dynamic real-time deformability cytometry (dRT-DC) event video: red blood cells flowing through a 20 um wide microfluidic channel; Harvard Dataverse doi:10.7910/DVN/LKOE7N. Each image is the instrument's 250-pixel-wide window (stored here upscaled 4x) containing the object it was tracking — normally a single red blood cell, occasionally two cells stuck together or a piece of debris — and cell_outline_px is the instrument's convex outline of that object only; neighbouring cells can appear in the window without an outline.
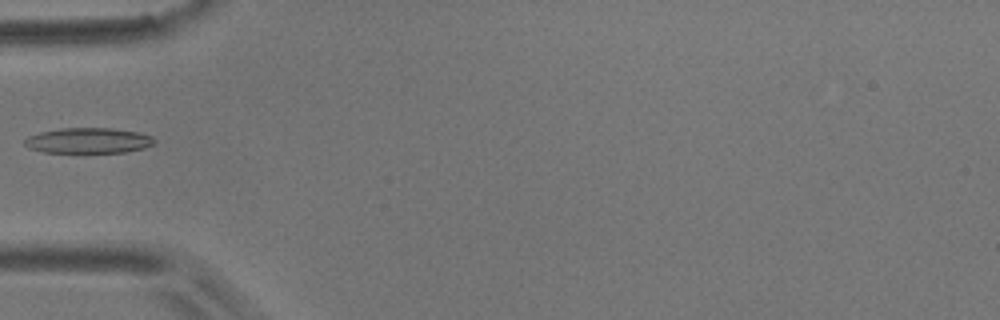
{"species": "common noctule bat (a hibernating species)", "species_latin": "Nyctalus noctula", "temperature_condition": "room temperature", "stored_images_in_passage": 5, "camera_frame_rate_fps": 3000, "um_per_image_px": 0.085, "animal": {"sex": "male", "body_mass_g": 17.9}, "frame": {"image": 1, "passage_image": 3, "time_ms": 3.333, "image_size_px": [1000, 320], "cell_outline_px": [[156, 140], [152, 144], [144, 148], [124, 152], [44, 152], [28, 148], [24, 144], [24, 140], [28, 136], [40, 132], [60, 128], [112, 128], [136, 132], [152, 136]], "centroid_in_image_um": [7.48, 11.94], "position_along_channel_um": 77.5, "area_um2": 19.13}}
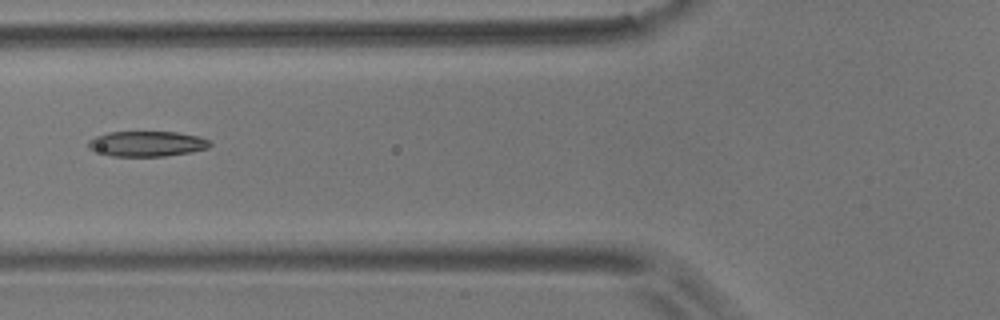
{"frame": {"image": 2, "passage_image": 4, "time_ms": 4.333, "image_size_px": [1000, 320], "cell_outline_px": [[212, 144], [208, 148], [192, 152], [164, 156], [112, 156], [88, 148], [88, 140], [96, 136], [108, 132], [176, 132], [200, 136], [208, 140]], "centroid_in_image_um": [12.51, 12.22], "position_along_channel_um": 113.3, "area_um2": 17.92}}
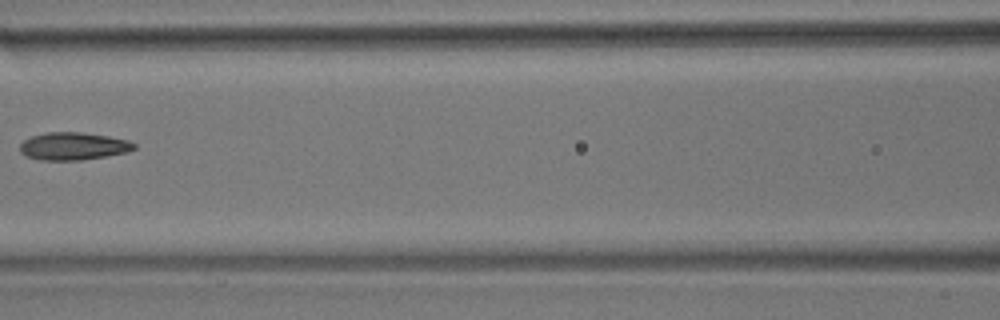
{"frame": {"image": 3, "passage_image": 5, "time_ms": 5.667, "image_size_px": [1000, 320], "cell_outline_px": [[136, 148], [128, 152], [80, 160], [40, 160], [24, 156], [20, 152], [20, 144], [24, 140], [32, 136], [48, 132], [80, 132], [108, 136], [128, 140], [136, 144]], "centroid_in_image_um": [6.21, 12.43], "position_along_channel_um": 160.4, "area_um2": 18.38}}